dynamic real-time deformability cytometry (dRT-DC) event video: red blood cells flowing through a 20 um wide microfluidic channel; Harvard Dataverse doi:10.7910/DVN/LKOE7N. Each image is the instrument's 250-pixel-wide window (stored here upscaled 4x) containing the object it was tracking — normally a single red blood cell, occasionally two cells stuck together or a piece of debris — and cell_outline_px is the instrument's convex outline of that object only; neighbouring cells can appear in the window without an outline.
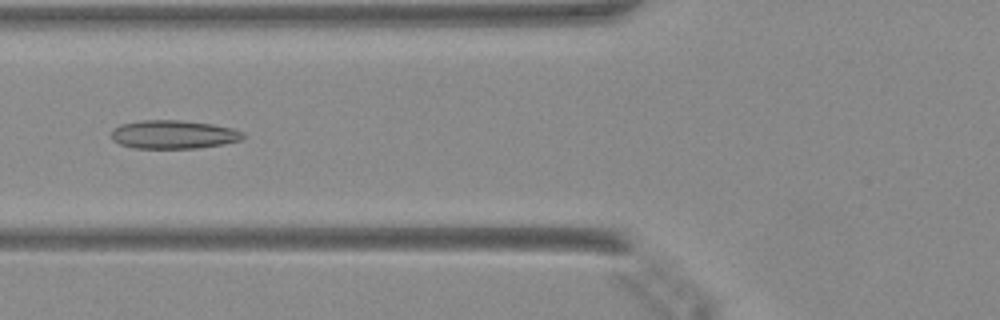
{"species": "Egyptian fruit bat (a non-hibernating species)", "species_latin": "Rousettus aegyptiacus", "temperature_condition": "warm", "stored_images_in_passage": 47, "camera_frame_rate_fps": 3000, "um_per_image_px": 0.085, "animal": {"sex": "female"}, "frame": {"image": 1, "passage_image": 18, "time_ms": 5.667, "image_size_px": [1000, 320], "cell_outline_px": [[244, 136], [240, 140], [224, 144], [196, 148], [132, 148], [120, 144], [112, 140], [112, 128], [120, 124], [140, 120], [176, 120], [212, 124], [232, 128], [244, 132]], "centroid_in_image_um": [14.72, 11.43], "position_along_channel_um": 111.1, "area_um2": 21.91}}
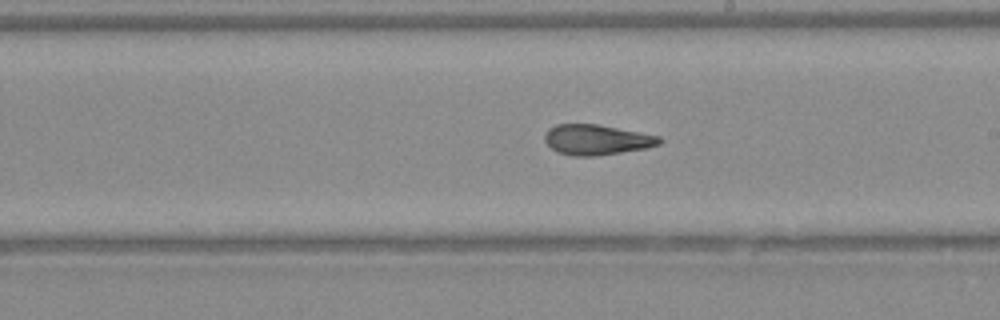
{"frame": {"image": 2, "passage_image": 27, "time_ms": 8.667, "image_size_px": [1000, 320], "cell_outline_px": [[664, 140], [660, 144], [644, 148], [596, 156], [572, 156], [556, 152], [544, 140], [544, 136], [548, 128], [556, 124], [596, 124], [660, 136]], "centroid_in_image_um": [50.69, 11.88], "position_along_channel_um": 238.3, "area_um2": 20.17}}
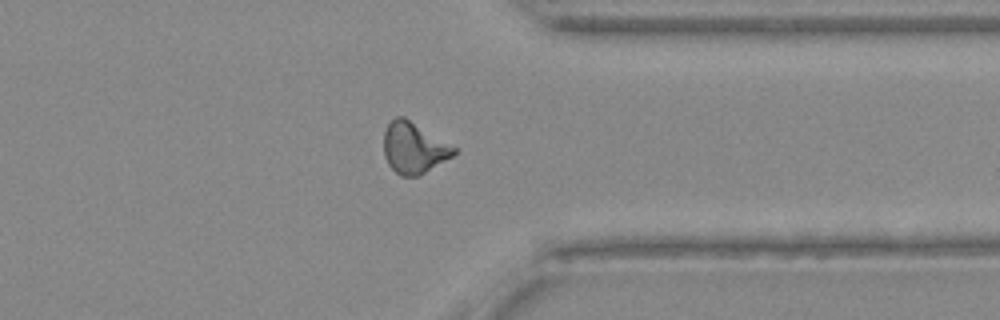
{"frame": {"image": 3, "passage_image": 37, "time_ms": 12.0, "image_size_px": [1000, 320], "cell_outline_px": [[456, 152], [452, 156], [424, 172], [416, 176], [400, 176], [388, 164], [384, 156], [384, 132], [388, 124], [396, 116], [404, 116], [456, 148]], "centroid_in_image_um": [35.13, 12.56], "position_along_channel_um": 376.3, "area_um2": 20.46}}